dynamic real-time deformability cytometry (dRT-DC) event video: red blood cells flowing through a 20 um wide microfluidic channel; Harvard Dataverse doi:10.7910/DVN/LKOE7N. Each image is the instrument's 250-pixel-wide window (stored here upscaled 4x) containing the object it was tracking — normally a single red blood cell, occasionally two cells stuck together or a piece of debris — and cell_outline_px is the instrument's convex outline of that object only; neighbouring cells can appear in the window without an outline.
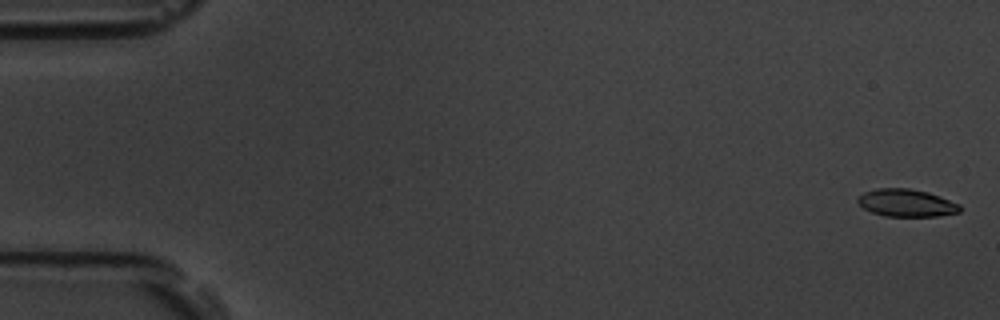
{"species": "common noctule bat (a hibernating species)", "species_latin": "Nyctalus noctula", "temperature_condition": "room temperature", "stored_images_in_passage": 58, "camera_frame_rate_fps": 3000, "um_per_image_px": 0.085, "animal": {"sex": "male", "body_mass_g": 19.5, "forearm_length_mm": 54.6}, "frame": {"image": 1, "passage_image": 2, "time_ms": 0.333, "image_size_px": [1000, 320], "cell_outline_px": [[960, 212], [936, 216], [884, 216], [872, 212], [864, 208], [856, 200], [864, 192], [876, 188], [908, 188], [928, 192], [960, 204]], "centroid_in_image_um": [77.04, 17.24], "position_along_channel_um": 8.0, "area_um2": 16.24}}
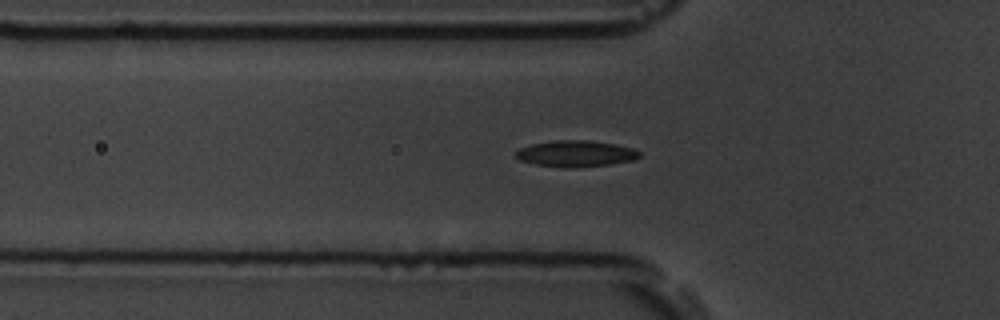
{"frame": {"image": 2, "passage_image": 20, "time_ms": 6.333, "image_size_px": [1000, 320], "cell_outline_px": [[640, 156], [636, 160], [612, 164], [576, 168], [568, 168], [536, 164], [520, 160], [516, 156], [516, 152], [520, 148], [532, 144], [552, 140], [588, 140], [616, 144], [632, 148], [640, 152]], "centroid_in_image_um": [48.98, 13.06], "position_along_channel_um": 76.8, "area_um2": 19.02}}
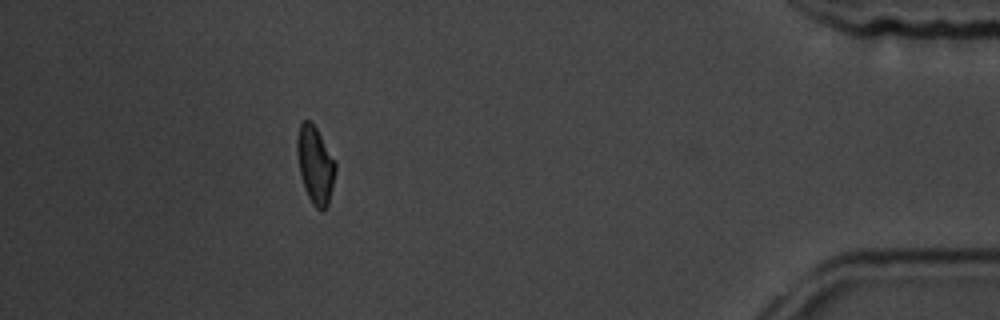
{"frame": {"image": 3, "passage_image": 52, "time_ms": 17.0, "image_size_px": [1000, 320], "cell_outline_px": [[336, 172], [328, 204], [320, 212], [312, 204], [304, 188], [300, 172], [296, 152], [296, 140], [300, 124], [304, 120], [308, 120], [316, 128], [336, 160]], "centroid_in_image_um": [26.8, 14.02], "position_along_channel_um": 408.4, "area_um2": 17.34}, "authors_computed_cell_mechanics": {"area_um2": 17.5712, "velocity_mm_per_s": 3.6143, "shape_relaxation_time_tau1_ms": 4.1369, "shape_relaxation_time_tau2_ms": 2.6302, "deformation_change_tau1": 0.123, "deformation_change_tau2": 0.0808}}